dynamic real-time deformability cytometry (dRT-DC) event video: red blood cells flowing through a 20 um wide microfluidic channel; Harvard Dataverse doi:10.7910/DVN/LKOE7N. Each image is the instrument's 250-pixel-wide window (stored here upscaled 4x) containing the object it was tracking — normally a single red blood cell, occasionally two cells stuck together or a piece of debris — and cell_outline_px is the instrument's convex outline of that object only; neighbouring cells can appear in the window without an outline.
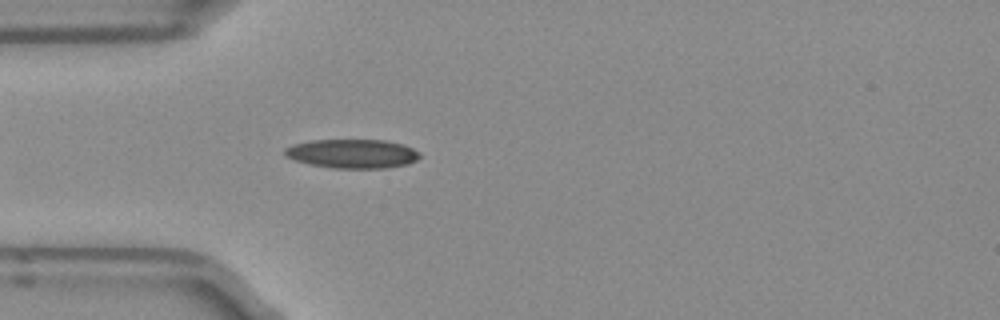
{"species": "Egyptian fruit bat (a non-hibernating species)", "species_latin": "Rousettus aegyptiacus", "temperature_condition": "room temperature", "stored_images_in_passage": 50, "camera_frame_rate_fps": 3000, "um_per_image_px": 0.085, "frame": {"image": 1, "passage_image": 14, "time_ms": 4.333, "image_size_px": [1000, 320], "cell_outline_px": [[420, 156], [416, 160], [408, 164], [384, 168], [332, 168], [312, 164], [296, 160], [284, 156], [284, 148], [292, 144], [312, 140], [384, 140], [400, 144], [412, 148], [420, 152]], "centroid_in_image_um": [29.93, 13.06], "position_along_channel_um": 55.1, "area_um2": 22.72}}
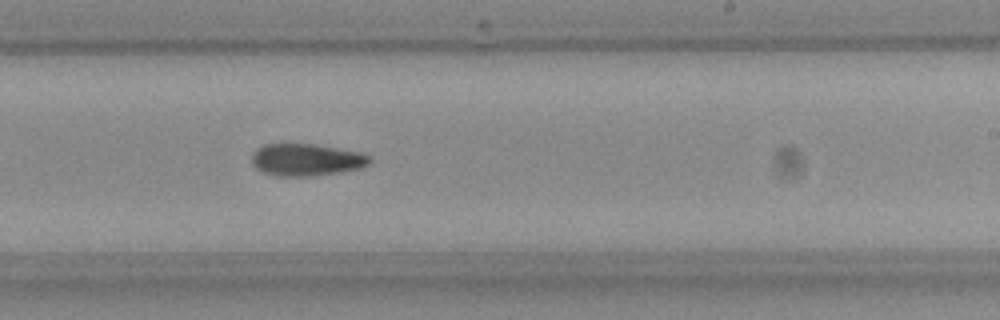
{"frame": {"image": 2, "passage_image": 30, "time_ms": 9.667, "image_size_px": [1000, 320], "cell_outline_px": [[372, 160], [368, 164], [360, 168], [340, 172], [308, 176], [276, 176], [260, 172], [252, 164], [252, 152], [256, 148], [264, 144], [312, 144], [360, 152], [372, 156]], "centroid_in_image_um": [26.01, 13.58], "position_along_channel_um": 263.0, "area_um2": 22.2}}
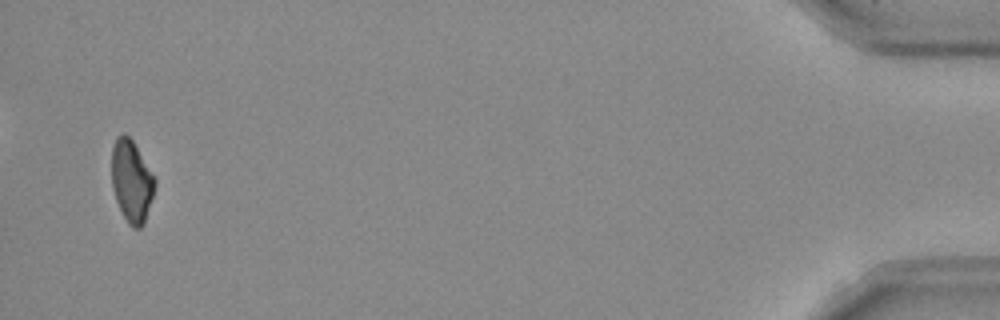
{"frame": {"image": 3, "passage_image": 49, "time_ms": 16.0, "image_size_px": [1000, 320], "cell_outline_px": [[156, 184], [144, 224], [140, 228], [132, 228], [128, 224], [116, 200], [112, 188], [112, 148], [116, 136], [124, 132], [132, 140], [156, 180]], "centroid_in_image_um": [11.17, 15.4], "position_along_channel_um": 424.0, "area_um2": 20.46}}